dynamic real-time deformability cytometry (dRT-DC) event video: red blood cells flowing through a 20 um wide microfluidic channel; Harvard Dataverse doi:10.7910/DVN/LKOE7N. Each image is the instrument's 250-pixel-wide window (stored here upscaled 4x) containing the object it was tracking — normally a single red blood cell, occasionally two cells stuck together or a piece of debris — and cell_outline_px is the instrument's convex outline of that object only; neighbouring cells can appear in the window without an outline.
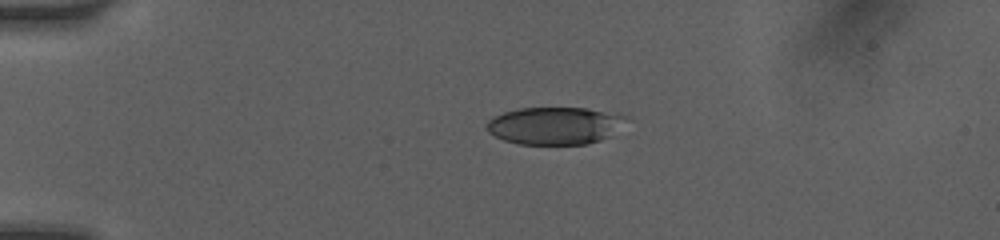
{"species": "human", "species_latin": "Homo sapiens", "temperature_condition": "room temperature", "stored_images_in_passage": 38, "camera_frame_rate_fps": 3000, "um_per_image_px": 0.085, "donor": {"sex": "female"}, "frame": {"image": 1, "passage_image": 1, "time_ms": 0.0, "image_size_px": [1000, 240], "cell_outline_px": [[632, 120], [608, 136], [600, 140], [588, 144], [520, 144], [504, 140], [488, 132], [484, 124], [492, 116], [504, 112], [520, 108], [584, 108], [628, 116]], "centroid_in_image_um": [47.16, 10.68], "position_along_channel_um": 37.8, "area_um2": 30.58}}
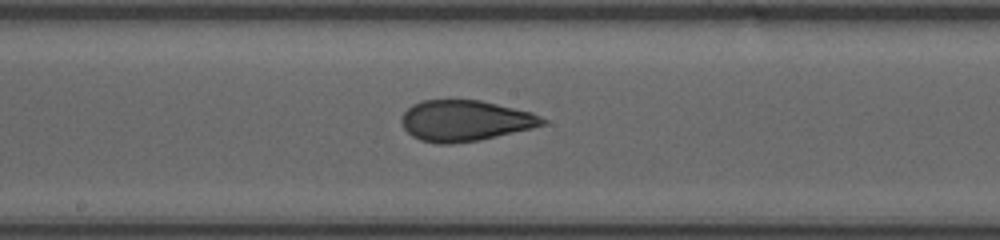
{"frame": {"image": 2, "passage_image": 16, "time_ms": 5.333, "image_size_px": [1000, 240], "cell_outline_px": [[548, 124], [532, 128], [480, 140], [452, 144], [436, 144], [420, 140], [412, 136], [404, 128], [400, 120], [404, 112], [412, 104], [424, 100], [480, 100], [532, 112], [548, 120]], "centroid_in_image_um": [39.54, 10.26], "position_along_channel_um": 208.7, "area_um2": 33.76}}
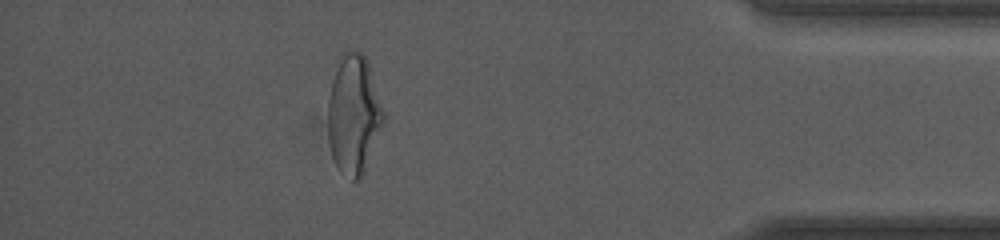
{"frame": {"image": 3, "passage_image": 33, "time_ms": 11.0, "image_size_px": [1000, 240], "cell_outline_px": [[384, 120], [364, 172], [356, 180], [352, 180], [340, 172], [332, 156], [328, 140], [328, 100], [332, 80], [340, 52], [344, 48], [348, 48], [360, 52], [368, 60], [384, 112]], "centroid_in_image_um": [30.04, 9.66], "position_along_channel_um": 405.2, "area_um2": 38.73}, "authors_computed_cell_mechanics": {"area_um2": 33.7263, "velocity_mm_per_s": 4.127, "shape_relaxation_time_tau1_ms": 5.1027, "shape_relaxation_time_tau2_ms": 0.9771, "deformation_change_tau1": 0.1781, "deformation_change_tau2": 0.0729}}